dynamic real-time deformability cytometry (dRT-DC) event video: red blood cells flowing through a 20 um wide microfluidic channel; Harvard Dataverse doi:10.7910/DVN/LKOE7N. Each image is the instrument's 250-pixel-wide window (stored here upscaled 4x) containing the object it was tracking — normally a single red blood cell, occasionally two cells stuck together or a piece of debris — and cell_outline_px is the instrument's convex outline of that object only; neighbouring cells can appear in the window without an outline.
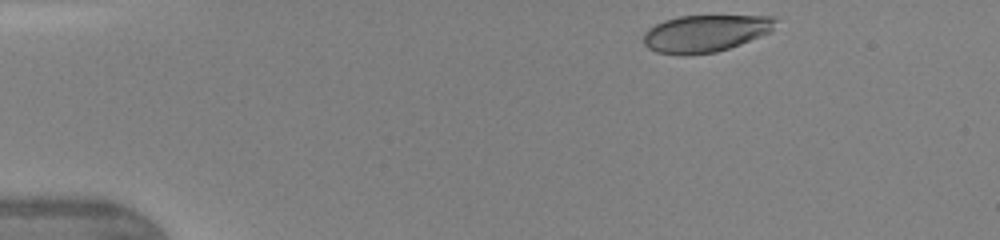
{"species": "human", "species_latin": "Homo sapiens", "temperature_condition": "warm", "stored_images_in_passage": 40, "camera_frame_rate_fps": 3000, "um_per_image_px": 0.085, "donor": {"sex": "female"}, "frame": {"image": 1, "passage_image": 1, "time_ms": 0.0, "image_size_px": [1000, 240], "cell_outline_px": [[776, 20], [772, 32], [740, 44], [716, 52], [688, 56], [680, 56], [656, 52], [648, 48], [644, 44], [644, 32], [648, 28], [664, 20], [680, 16], [772, 16]], "centroid_in_image_um": [59.93, 2.85], "position_along_channel_um": 25.1, "area_um2": 28.73}}
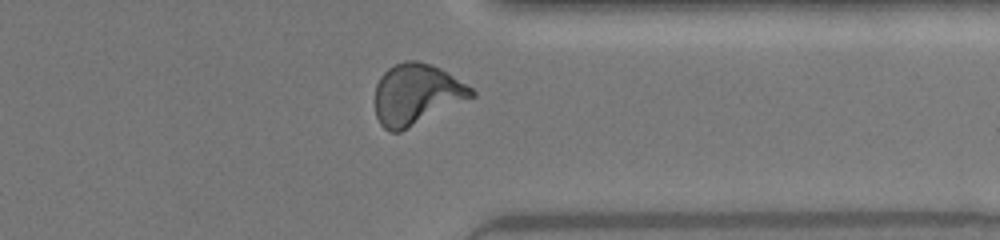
{"frame": {"image": 2, "passage_image": 31, "time_ms": 10.0, "image_size_px": [1000, 240], "cell_outline_px": [[476, 96], [400, 132], [392, 132], [384, 128], [380, 124], [376, 116], [376, 84], [380, 76], [388, 68], [404, 60], [416, 60], [432, 64], [440, 68], [472, 88], [476, 92]], "centroid_in_image_um": [35.4, 8.01], "position_along_channel_um": 376.0, "area_um2": 34.16}}
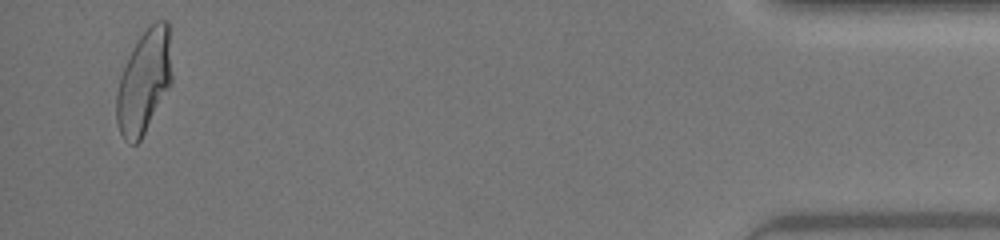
{"frame": {"image": 3, "passage_image": 39, "time_ms": 12.667, "image_size_px": [1000, 240], "cell_outline_px": [[172, 84], [140, 140], [136, 144], [128, 144], [124, 140], [120, 132], [116, 120], [116, 92], [120, 76], [140, 36], [156, 20], [168, 20], [172, 76]], "centroid_in_image_um": [12.25, 6.98], "position_along_channel_um": 422.9, "area_um2": 33.12}, "authors_computed_cell_mechanics": {"area_um2": 32.2524, "velocity_mm_per_s": 4.3662, "shape_relaxation_time_tau1_ms": 3.6481, "shape_relaxation_time_tau2_ms": 0.6524, "deformation_change_tau1": 0.1812, "deformation_change_tau2": 0.0616}}